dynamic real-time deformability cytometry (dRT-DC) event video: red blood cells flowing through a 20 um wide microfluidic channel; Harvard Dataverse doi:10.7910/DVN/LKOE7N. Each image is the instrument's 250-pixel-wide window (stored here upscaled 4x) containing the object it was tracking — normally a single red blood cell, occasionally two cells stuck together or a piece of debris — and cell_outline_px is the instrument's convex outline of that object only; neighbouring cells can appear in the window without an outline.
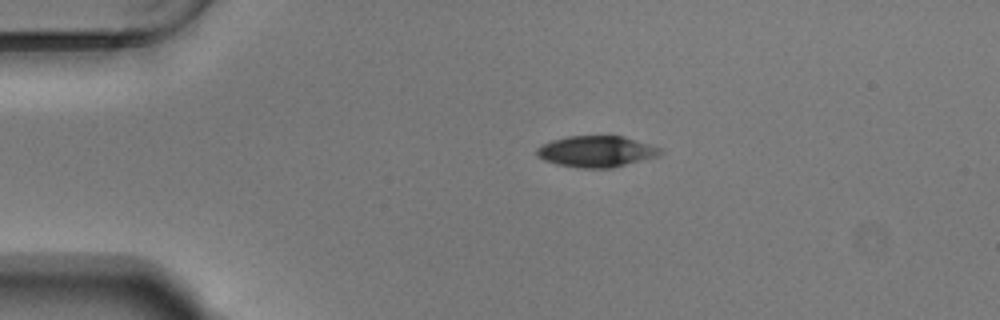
{"species": "Egyptian fruit bat (a non-hibernating species)", "species_latin": "Rousettus aegyptiacus", "temperature_condition": "warm", "stored_images_in_passage": 44, "camera_frame_rate_fps": 3000, "um_per_image_px": 0.085, "animal": {"sex": "male"}, "frame": {"image": 1, "passage_image": 1, "time_ms": 0.0, "image_size_px": [1000, 320], "cell_outline_px": [[664, 152], [656, 156], [612, 168], [580, 168], [556, 164], [544, 160], [536, 156], [536, 148], [540, 144], [552, 140], [568, 136], [624, 136], [660, 148]], "centroid_in_image_um": [50.63, 12.87], "position_along_channel_um": 34.4, "area_um2": 22.43}}
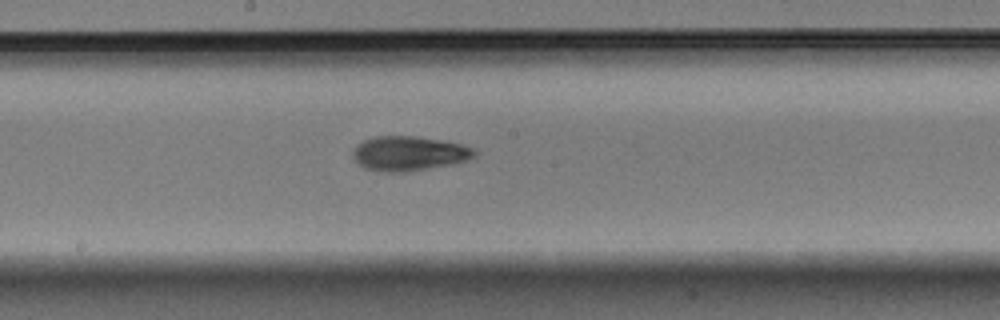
{"frame": {"image": 2, "passage_image": 19, "time_ms": 6.0, "image_size_px": [1000, 320], "cell_outline_px": [[476, 156], [468, 160], [452, 164], [408, 172], [384, 172], [364, 168], [352, 156], [352, 152], [364, 140], [376, 136], [412, 136], [440, 140], [460, 144], [476, 148]], "centroid_in_image_um": [34.8, 13.05], "position_along_channel_um": 213.4, "area_um2": 24.39}}
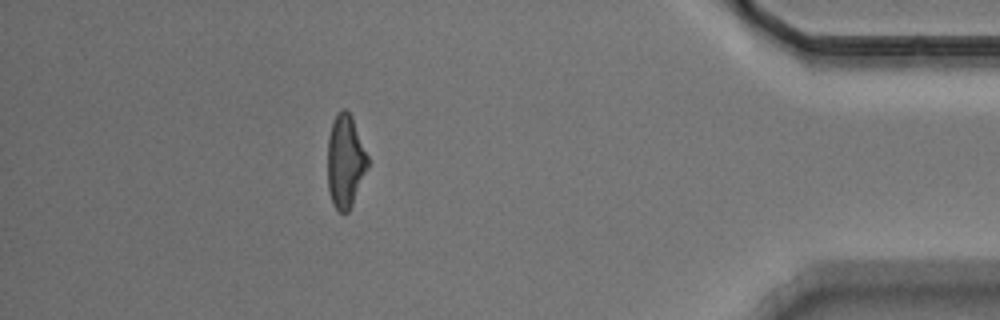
{"frame": {"image": 3, "passage_image": 38, "time_ms": 12.333, "image_size_px": [1000, 320], "cell_outline_px": [[368, 168], [352, 204], [348, 212], [340, 212], [332, 204], [328, 192], [328, 136], [332, 124], [340, 108], [344, 108], [352, 116], [368, 156]], "centroid_in_image_um": [29.35, 13.71], "position_along_channel_um": 405.9, "area_um2": 21.73}, "authors_computed_cell_mechanics": {"area_um2": 23.2067, "velocity_mm_per_s": 3.7333, "shape_relaxation_time_tau1_ms": 3.53, "shape_relaxation_time_tau2_ms": 5.0222, "deformation_change_tau1": 0.142, "deformation_change_tau2": 0.1317}}